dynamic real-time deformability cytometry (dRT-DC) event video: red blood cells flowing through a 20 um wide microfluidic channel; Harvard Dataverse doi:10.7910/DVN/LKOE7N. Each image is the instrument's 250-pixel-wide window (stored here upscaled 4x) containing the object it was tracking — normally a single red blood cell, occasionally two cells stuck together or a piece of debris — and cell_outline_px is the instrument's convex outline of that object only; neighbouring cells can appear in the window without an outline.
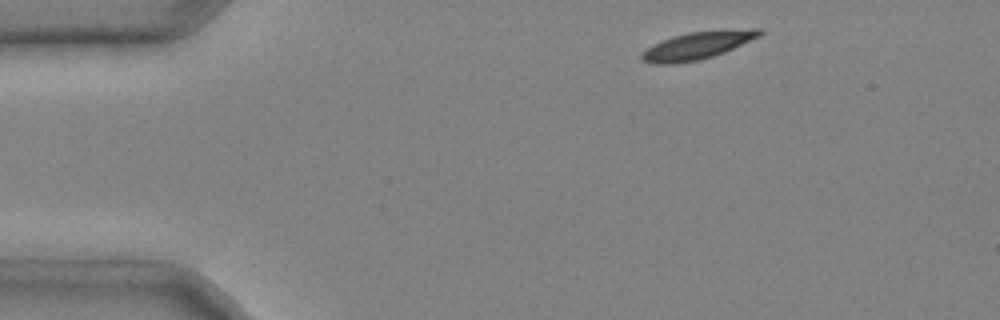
{"species": "common noctule bat (a hibernating species)", "species_latin": "Nyctalus noctula", "temperature_condition": "cold", "stored_images_in_passage": 4, "camera_frame_rate_fps": 3000, "um_per_image_px": 0.085, "animal": {"sex": "male", "body_mass_g": 20.4}, "frame": {"image": 1, "passage_image": 1, "time_ms": 0.0, "image_size_px": [1000, 320], "cell_outline_px": [[764, 32], [760, 36], [724, 52], [700, 60], [676, 64], [652, 64], [644, 60], [640, 56], [652, 44], [688, 32], [720, 28], [764, 28]], "centroid_in_image_um": [59.37, 3.83], "position_along_channel_um": 25.6, "area_um2": 19.19}}
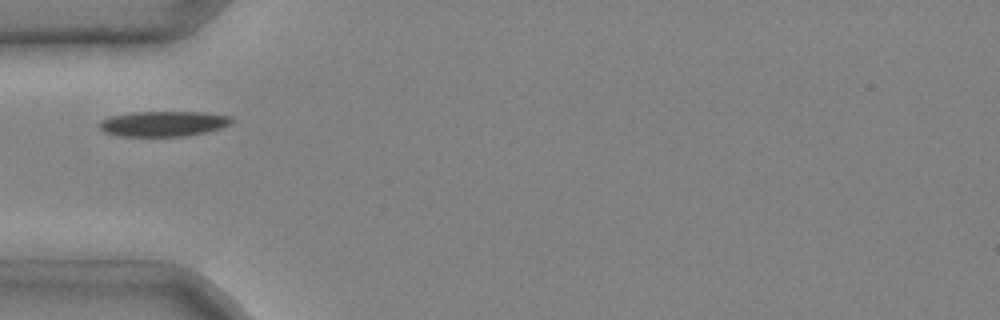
{"frame": {"image": 2, "passage_image": 3, "time_ms": 0.667, "image_size_px": [1000, 320], "cell_outline_px": [[236, 120], [232, 124], [208, 132], [188, 136], [120, 136], [104, 132], [100, 128], [100, 120], [112, 116], [132, 112], [204, 112], [232, 116]], "centroid_in_image_um": [13.97, 10.51], "position_along_channel_um": 71.0, "area_um2": 19.71}}
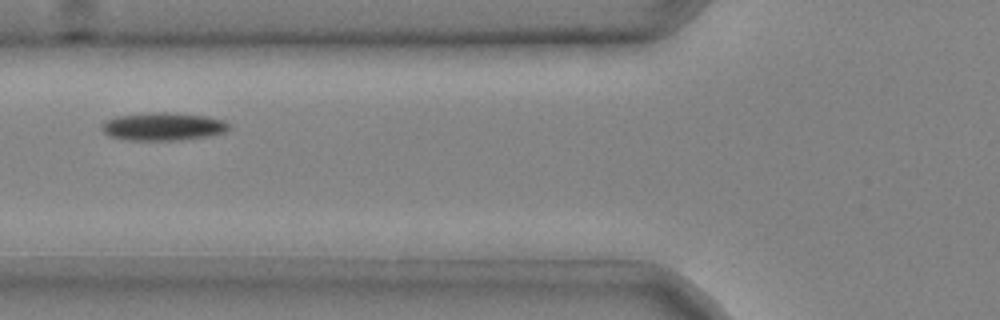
{"frame": {"image": 3, "passage_image": 4, "time_ms": 1.0, "image_size_px": [1000, 320], "cell_outline_px": [[228, 128], [224, 132], [208, 136], [180, 140], [128, 140], [108, 136], [100, 128], [108, 120], [116, 116], [152, 112], [168, 112], [208, 116], [224, 120], [228, 124]], "centroid_in_image_um": [13.86, 10.75], "position_along_channel_um": 111.9, "area_um2": 20.63}}